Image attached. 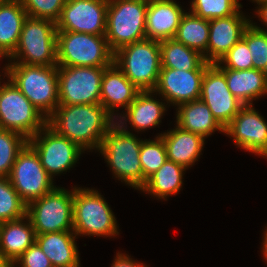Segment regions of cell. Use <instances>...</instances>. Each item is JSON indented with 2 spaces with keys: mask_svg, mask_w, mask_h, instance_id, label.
<instances>
[{
  "mask_svg": "<svg viewBox=\"0 0 267 267\" xmlns=\"http://www.w3.org/2000/svg\"><path fill=\"white\" fill-rule=\"evenodd\" d=\"M114 119L101 104L58 105L47 125L84 151L98 150Z\"/></svg>",
  "mask_w": 267,
  "mask_h": 267,
  "instance_id": "1",
  "label": "cell"
},
{
  "mask_svg": "<svg viewBox=\"0 0 267 267\" xmlns=\"http://www.w3.org/2000/svg\"><path fill=\"white\" fill-rule=\"evenodd\" d=\"M124 125L115 123L103 137L98 151L116 178L140 190L143 187V172L139 155L143 140L136 138Z\"/></svg>",
  "mask_w": 267,
  "mask_h": 267,
  "instance_id": "2",
  "label": "cell"
},
{
  "mask_svg": "<svg viewBox=\"0 0 267 267\" xmlns=\"http://www.w3.org/2000/svg\"><path fill=\"white\" fill-rule=\"evenodd\" d=\"M16 87L47 119L59 105L57 65L8 63L3 69Z\"/></svg>",
  "mask_w": 267,
  "mask_h": 267,
  "instance_id": "3",
  "label": "cell"
},
{
  "mask_svg": "<svg viewBox=\"0 0 267 267\" xmlns=\"http://www.w3.org/2000/svg\"><path fill=\"white\" fill-rule=\"evenodd\" d=\"M114 63L140 90L154 91L161 70L160 42L143 39L114 52Z\"/></svg>",
  "mask_w": 267,
  "mask_h": 267,
  "instance_id": "4",
  "label": "cell"
},
{
  "mask_svg": "<svg viewBox=\"0 0 267 267\" xmlns=\"http://www.w3.org/2000/svg\"><path fill=\"white\" fill-rule=\"evenodd\" d=\"M8 58L11 61L14 59L11 63L37 66L57 65L56 23L49 19L27 16L18 45Z\"/></svg>",
  "mask_w": 267,
  "mask_h": 267,
  "instance_id": "5",
  "label": "cell"
},
{
  "mask_svg": "<svg viewBox=\"0 0 267 267\" xmlns=\"http://www.w3.org/2000/svg\"><path fill=\"white\" fill-rule=\"evenodd\" d=\"M114 52L105 35L57 31V66L109 67Z\"/></svg>",
  "mask_w": 267,
  "mask_h": 267,
  "instance_id": "6",
  "label": "cell"
},
{
  "mask_svg": "<svg viewBox=\"0 0 267 267\" xmlns=\"http://www.w3.org/2000/svg\"><path fill=\"white\" fill-rule=\"evenodd\" d=\"M147 0H108L106 40L113 52L146 39Z\"/></svg>",
  "mask_w": 267,
  "mask_h": 267,
  "instance_id": "7",
  "label": "cell"
},
{
  "mask_svg": "<svg viewBox=\"0 0 267 267\" xmlns=\"http://www.w3.org/2000/svg\"><path fill=\"white\" fill-rule=\"evenodd\" d=\"M72 214L76 236L111 237L119 234L116 218L97 190L74 187Z\"/></svg>",
  "mask_w": 267,
  "mask_h": 267,
  "instance_id": "8",
  "label": "cell"
},
{
  "mask_svg": "<svg viewBox=\"0 0 267 267\" xmlns=\"http://www.w3.org/2000/svg\"><path fill=\"white\" fill-rule=\"evenodd\" d=\"M0 85V128L32 138L46 124L45 116L9 79Z\"/></svg>",
  "mask_w": 267,
  "mask_h": 267,
  "instance_id": "9",
  "label": "cell"
},
{
  "mask_svg": "<svg viewBox=\"0 0 267 267\" xmlns=\"http://www.w3.org/2000/svg\"><path fill=\"white\" fill-rule=\"evenodd\" d=\"M73 189L55 187L27 204L26 215L36 234L73 231Z\"/></svg>",
  "mask_w": 267,
  "mask_h": 267,
  "instance_id": "10",
  "label": "cell"
},
{
  "mask_svg": "<svg viewBox=\"0 0 267 267\" xmlns=\"http://www.w3.org/2000/svg\"><path fill=\"white\" fill-rule=\"evenodd\" d=\"M107 67L57 66L59 105L100 104Z\"/></svg>",
  "mask_w": 267,
  "mask_h": 267,
  "instance_id": "11",
  "label": "cell"
},
{
  "mask_svg": "<svg viewBox=\"0 0 267 267\" xmlns=\"http://www.w3.org/2000/svg\"><path fill=\"white\" fill-rule=\"evenodd\" d=\"M8 178L26 204L56 187L53 185L54 179L45 171L38 154L28 143L18 153Z\"/></svg>",
  "mask_w": 267,
  "mask_h": 267,
  "instance_id": "12",
  "label": "cell"
},
{
  "mask_svg": "<svg viewBox=\"0 0 267 267\" xmlns=\"http://www.w3.org/2000/svg\"><path fill=\"white\" fill-rule=\"evenodd\" d=\"M28 144L38 154L41 165L52 179L54 175L71 169L84 152L77 144L60 136L47 124L28 139Z\"/></svg>",
  "mask_w": 267,
  "mask_h": 267,
  "instance_id": "13",
  "label": "cell"
},
{
  "mask_svg": "<svg viewBox=\"0 0 267 267\" xmlns=\"http://www.w3.org/2000/svg\"><path fill=\"white\" fill-rule=\"evenodd\" d=\"M108 0H66L57 31L106 35Z\"/></svg>",
  "mask_w": 267,
  "mask_h": 267,
  "instance_id": "14",
  "label": "cell"
},
{
  "mask_svg": "<svg viewBox=\"0 0 267 267\" xmlns=\"http://www.w3.org/2000/svg\"><path fill=\"white\" fill-rule=\"evenodd\" d=\"M199 99L207 104L224 129L243 106L229 90L225 75L214 64L205 70Z\"/></svg>",
  "mask_w": 267,
  "mask_h": 267,
  "instance_id": "15",
  "label": "cell"
},
{
  "mask_svg": "<svg viewBox=\"0 0 267 267\" xmlns=\"http://www.w3.org/2000/svg\"><path fill=\"white\" fill-rule=\"evenodd\" d=\"M238 147L267 158V122L253 108L243 105L225 128Z\"/></svg>",
  "mask_w": 267,
  "mask_h": 267,
  "instance_id": "16",
  "label": "cell"
},
{
  "mask_svg": "<svg viewBox=\"0 0 267 267\" xmlns=\"http://www.w3.org/2000/svg\"><path fill=\"white\" fill-rule=\"evenodd\" d=\"M205 70L182 71L173 68H161L156 94L164 101L178 106L182 103L198 100L201 94L202 78Z\"/></svg>",
  "mask_w": 267,
  "mask_h": 267,
  "instance_id": "17",
  "label": "cell"
},
{
  "mask_svg": "<svg viewBox=\"0 0 267 267\" xmlns=\"http://www.w3.org/2000/svg\"><path fill=\"white\" fill-rule=\"evenodd\" d=\"M239 10L236 14L209 20L207 62L215 64L239 41L251 23Z\"/></svg>",
  "mask_w": 267,
  "mask_h": 267,
  "instance_id": "18",
  "label": "cell"
},
{
  "mask_svg": "<svg viewBox=\"0 0 267 267\" xmlns=\"http://www.w3.org/2000/svg\"><path fill=\"white\" fill-rule=\"evenodd\" d=\"M184 14L174 0L148 1L146 38L159 42L174 38Z\"/></svg>",
  "mask_w": 267,
  "mask_h": 267,
  "instance_id": "19",
  "label": "cell"
},
{
  "mask_svg": "<svg viewBox=\"0 0 267 267\" xmlns=\"http://www.w3.org/2000/svg\"><path fill=\"white\" fill-rule=\"evenodd\" d=\"M140 90L125 76L115 63L104 70L101 80L100 104L115 118V108L125 110Z\"/></svg>",
  "mask_w": 267,
  "mask_h": 267,
  "instance_id": "20",
  "label": "cell"
},
{
  "mask_svg": "<svg viewBox=\"0 0 267 267\" xmlns=\"http://www.w3.org/2000/svg\"><path fill=\"white\" fill-rule=\"evenodd\" d=\"M35 242L36 233L27 215L0 223V252L11 265Z\"/></svg>",
  "mask_w": 267,
  "mask_h": 267,
  "instance_id": "21",
  "label": "cell"
},
{
  "mask_svg": "<svg viewBox=\"0 0 267 267\" xmlns=\"http://www.w3.org/2000/svg\"><path fill=\"white\" fill-rule=\"evenodd\" d=\"M158 137L164 141L167 159L186 169L198 160L205 141L202 136L183 130L177 125L175 129L159 134Z\"/></svg>",
  "mask_w": 267,
  "mask_h": 267,
  "instance_id": "22",
  "label": "cell"
},
{
  "mask_svg": "<svg viewBox=\"0 0 267 267\" xmlns=\"http://www.w3.org/2000/svg\"><path fill=\"white\" fill-rule=\"evenodd\" d=\"M73 231L36 234V243L53 267H79L80 259Z\"/></svg>",
  "mask_w": 267,
  "mask_h": 267,
  "instance_id": "23",
  "label": "cell"
},
{
  "mask_svg": "<svg viewBox=\"0 0 267 267\" xmlns=\"http://www.w3.org/2000/svg\"><path fill=\"white\" fill-rule=\"evenodd\" d=\"M224 75L231 93L243 104L252 105V101L267 94V73L256 70H234L218 68Z\"/></svg>",
  "mask_w": 267,
  "mask_h": 267,
  "instance_id": "24",
  "label": "cell"
},
{
  "mask_svg": "<svg viewBox=\"0 0 267 267\" xmlns=\"http://www.w3.org/2000/svg\"><path fill=\"white\" fill-rule=\"evenodd\" d=\"M176 122L181 129L198 134L206 139L216 130L225 129L214 118L209 107L202 100H194L177 106Z\"/></svg>",
  "mask_w": 267,
  "mask_h": 267,
  "instance_id": "25",
  "label": "cell"
},
{
  "mask_svg": "<svg viewBox=\"0 0 267 267\" xmlns=\"http://www.w3.org/2000/svg\"><path fill=\"white\" fill-rule=\"evenodd\" d=\"M154 91H140L134 101L125 110L126 113L119 117L117 124H129L135 130H145L160 124L165 112V102H159L152 97ZM127 119V120H126ZM123 121V122H122ZM125 121V122H124Z\"/></svg>",
  "mask_w": 267,
  "mask_h": 267,
  "instance_id": "26",
  "label": "cell"
},
{
  "mask_svg": "<svg viewBox=\"0 0 267 267\" xmlns=\"http://www.w3.org/2000/svg\"><path fill=\"white\" fill-rule=\"evenodd\" d=\"M27 18L19 1H0V50L9 57L16 49L24 20Z\"/></svg>",
  "mask_w": 267,
  "mask_h": 267,
  "instance_id": "27",
  "label": "cell"
},
{
  "mask_svg": "<svg viewBox=\"0 0 267 267\" xmlns=\"http://www.w3.org/2000/svg\"><path fill=\"white\" fill-rule=\"evenodd\" d=\"M161 68L206 70L211 64L198 51L188 48L175 38L160 41Z\"/></svg>",
  "mask_w": 267,
  "mask_h": 267,
  "instance_id": "28",
  "label": "cell"
},
{
  "mask_svg": "<svg viewBox=\"0 0 267 267\" xmlns=\"http://www.w3.org/2000/svg\"><path fill=\"white\" fill-rule=\"evenodd\" d=\"M186 168L171 161L166 162L147 180L140 189L159 199L166 200L168 196L177 194L183 184L182 176ZM166 198V199H165Z\"/></svg>",
  "mask_w": 267,
  "mask_h": 267,
  "instance_id": "29",
  "label": "cell"
},
{
  "mask_svg": "<svg viewBox=\"0 0 267 267\" xmlns=\"http://www.w3.org/2000/svg\"><path fill=\"white\" fill-rule=\"evenodd\" d=\"M174 38L188 48L198 51L207 62L209 20L185 12Z\"/></svg>",
  "mask_w": 267,
  "mask_h": 267,
  "instance_id": "30",
  "label": "cell"
},
{
  "mask_svg": "<svg viewBox=\"0 0 267 267\" xmlns=\"http://www.w3.org/2000/svg\"><path fill=\"white\" fill-rule=\"evenodd\" d=\"M28 143L22 134L0 128V177H8L18 153Z\"/></svg>",
  "mask_w": 267,
  "mask_h": 267,
  "instance_id": "31",
  "label": "cell"
},
{
  "mask_svg": "<svg viewBox=\"0 0 267 267\" xmlns=\"http://www.w3.org/2000/svg\"><path fill=\"white\" fill-rule=\"evenodd\" d=\"M27 204L20 198L8 177H0V223L26 216Z\"/></svg>",
  "mask_w": 267,
  "mask_h": 267,
  "instance_id": "32",
  "label": "cell"
},
{
  "mask_svg": "<svg viewBox=\"0 0 267 267\" xmlns=\"http://www.w3.org/2000/svg\"><path fill=\"white\" fill-rule=\"evenodd\" d=\"M140 163L143 172V185L167 160V152L161 137L143 140L140 148Z\"/></svg>",
  "mask_w": 267,
  "mask_h": 267,
  "instance_id": "33",
  "label": "cell"
},
{
  "mask_svg": "<svg viewBox=\"0 0 267 267\" xmlns=\"http://www.w3.org/2000/svg\"><path fill=\"white\" fill-rule=\"evenodd\" d=\"M242 39L251 52L253 68L267 73V30L251 22Z\"/></svg>",
  "mask_w": 267,
  "mask_h": 267,
  "instance_id": "34",
  "label": "cell"
},
{
  "mask_svg": "<svg viewBox=\"0 0 267 267\" xmlns=\"http://www.w3.org/2000/svg\"><path fill=\"white\" fill-rule=\"evenodd\" d=\"M190 6L192 14L207 20L234 15L242 8L238 0H192Z\"/></svg>",
  "mask_w": 267,
  "mask_h": 267,
  "instance_id": "35",
  "label": "cell"
},
{
  "mask_svg": "<svg viewBox=\"0 0 267 267\" xmlns=\"http://www.w3.org/2000/svg\"><path fill=\"white\" fill-rule=\"evenodd\" d=\"M224 63V64H223ZM224 65V66H221ZM217 68H229L234 70L253 69L251 52L247 43L239 40L221 59L214 64Z\"/></svg>",
  "mask_w": 267,
  "mask_h": 267,
  "instance_id": "36",
  "label": "cell"
},
{
  "mask_svg": "<svg viewBox=\"0 0 267 267\" xmlns=\"http://www.w3.org/2000/svg\"><path fill=\"white\" fill-rule=\"evenodd\" d=\"M66 0H22L28 17L49 19L56 23Z\"/></svg>",
  "mask_w": 267,
  "mask_h": 267,
  "instance_id": "37",
  "label": "cell"
},
{
  "mask_svg": "<svg viewBox=\"0 0 267 267\" xmlns=\"http://www.w3.org/2000/svg\"><path fill=\"white\" fill-rule=\"evenodd\" d=\"M20 264L21 267H53L50 259L35 242L12 265Z\"/></svg>",
  "mask_w": 267,
  "mask_h": 267,
  "instance_id": "38",
  "label": "cell"
},
{
  "mask_svg": "<svg viewBox=\"0 0 267 267\" xmlns=\"http://www.w3.org/2000/svg\"><path fill=\"white\" fill-rule=\"evenodd\" d=\"M111 267H147L143 263L136 262L132 260L128 255L124 253H117L114 262L112 263Z\"/></svg>",
  "mask_w": 267,
  "mask_h": 267,
  "instance_id": "39",
  "label": "cell"
},
{
  "mask_svg": "<svg viewBox=\"0 0 267 267\" xmlns=\"http://www.w3.org/2000/svg\"><path fill=\"white\" fill-rule=\"evenodd\" d=\"M256 13L261 19V22H264V24L267 25V2L260 4Z\"/></svg>",
  "mask_w": 267,
  "mask_h": 267,
  "instance_id": "40",
  "label": "cell"
},
{
  "mask_svg": "<svg viewBox=\"0 0 267 267\" xmlns=\"http://www.w3.org/2000/svg\"><path fill=\"white\" fill-rule=\"evenodd\" d=\"M266 231H264L265 233H264V239H263V248H262V252H263V257H264V259H265V261L267 262V229H265Z\"/></svg>",
  "mask_w": 267,
  "mask_h": 267,
  "instance_id": "41",
  "label": "cell"
},
{
  "mask_svg": "<svg viewBox=\"0 0 267 267\" xmlns=\"http://www.w3.org/2000/svg\"><path fill=\"white\" fill-rule=\"evenodd\" d=\"M0 267H12V265L2 256L0 252Z\"/></svg>",
  "mask_w": 267,
  "mask_h": 267,
  "instance_id": "42",
  "label": "cell"
},
{
  "mask_svg": "<svg viewBox=\"0 0 267 267\" xmlns=\"http://www.w3.org/2000/svg\"><path fill=\"white\" fill-rule=\"evenodd\" d=\"M252 1H253V2H256L258 5L267 2V0H252Z\"/></svg>",
  "mask_w": 267,
  "mask_h": 267,
  "instance_id": "43",
  "label": "cell"
},
{
  "mask_svg": "<svg viewBox=\"0 0 267 267\" xmlns=\"http://www.w3.org/2000/svg\"><path fill=\"white\" fill-rule=\"evenodd\" d=\"M3 57L8 58L7 55L2 50H0V58H3Z\"/></svg>",
  "mask_w": 267,
  "mask_h": 267,
  "instance_id": "44",
  "label": "cell"
},
{
  "mask_svg": "<svg viewBox=\"0 0 267 267\" xmlns=\"http://www.w3.org/2000/svg\"><path fill=\"white\" fill-rule=\"evenodd\" d=\"M0 1H19V2H21L22 0H0Z\"/></svg>",
  "mask_w": 267,
  "mask_h": 267,
  "instance_id": "45",
  "label": "cell"
}]
</instances>
